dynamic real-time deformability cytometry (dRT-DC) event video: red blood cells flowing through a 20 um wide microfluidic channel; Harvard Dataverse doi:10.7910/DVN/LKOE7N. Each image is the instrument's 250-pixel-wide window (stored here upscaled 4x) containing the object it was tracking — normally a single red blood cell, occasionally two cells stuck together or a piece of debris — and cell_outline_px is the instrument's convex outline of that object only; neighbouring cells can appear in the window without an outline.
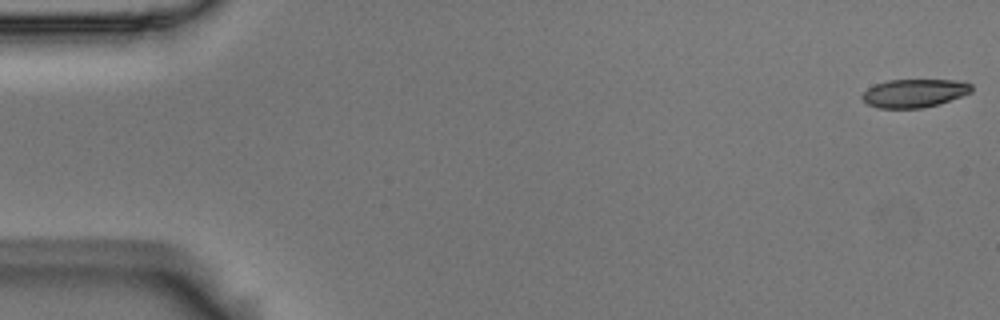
{"species": "Egyptian fruit bat (a non-hibernating species)", "species_latin": "Rousettus aegyptiacus", "temperature_condition": "room temperature", "stored_images_in_passage": 40, "camera_frame_rate_fps": 3000, "um_per_image_px": 0.085, "animal": {"sex": "male"}, "frame": {"image": 1, "passage_image": 1, "time_ms": 0.0, "image_size_px": [1000, 320], "cell_outline_px": [[972, 92], [940, 104], [924, 108], [876, 108], [868, 104], [860, 96], [868, 88], [876, 84], [888, 80], [964, 80], [972, 84]], "centroid_in_image_um": [77.75, 7.92], "position_along_channel_um": 7.2, "area_um2": 18.21}}
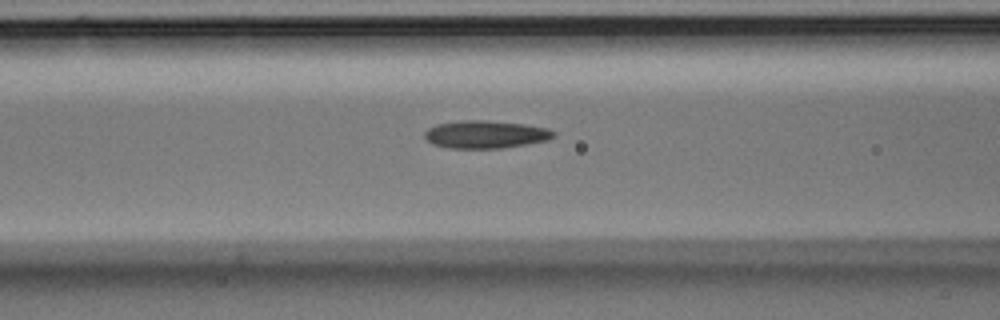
{"frame": {"image": 2, "passage_image": 22, "time_ms": 7.0, "image_size_px": [1000, 320], "cell_outline_px": [[556, 136], [548, 140], [528, 144], [500, 148], [448, 148], [432, 144], [424, 136], [424, 132], [428, 128], [436, 124], [460, 120], [488, 120], [524, 124], [548, 128], [556, 132]], "centroid_in_image_um": [41.28, 11.42], "position_along_channel_um": 125.3, "area_um2": 21.04}}
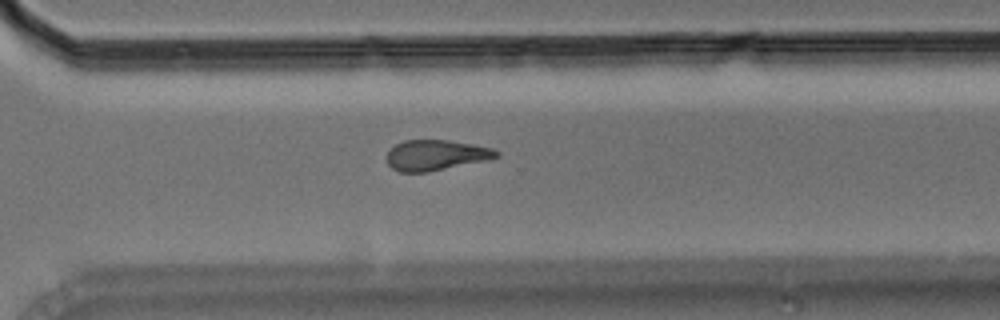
{"frame": {"image": 3, "passage_image": 39, "time_ms": 12.667, "image_size_px": [1000, 320], "cell_outline_px": [[500, 156], [488, 160], [428, 172], [400, 172], [392, 168], [388, 164], [388, 152], [396, 144], [404, 140], [448, 140], [472, 144], [492, 148], [500, 152]], "centroid_in_image_um": [37.08, 13.19], "position_along_channel_um": 333.5, "area_um2": 19.42}}